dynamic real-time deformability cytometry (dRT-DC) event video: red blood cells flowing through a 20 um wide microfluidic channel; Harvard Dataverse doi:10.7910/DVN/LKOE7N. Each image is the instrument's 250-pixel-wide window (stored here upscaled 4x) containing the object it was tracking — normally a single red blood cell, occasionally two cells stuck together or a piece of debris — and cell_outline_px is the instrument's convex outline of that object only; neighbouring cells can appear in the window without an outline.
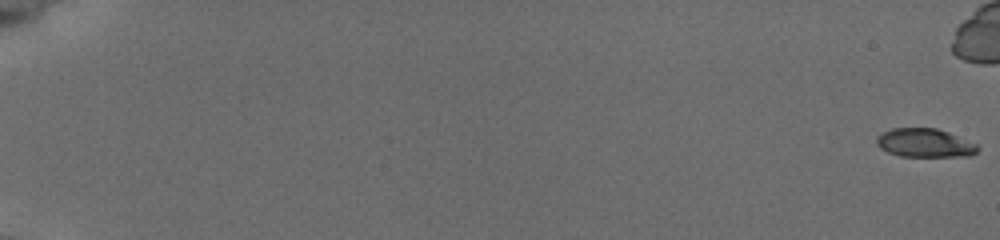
{"species": "common noctule bat (a hibernating species)", "species_latin": "Nyctalus noctula", "temperature_condition": "cold", "stored_images_in_passage": 15, "camera_frame_rate_fps": 3000, "um_per_image_px": 0.085, "animal": {"sex": "female", "body_mass_g": 19.5, "forearm_length_mm": 54.1}, "frame": {"image": 1, "passage_image": 1, "time_ms": 0.0, "image_size_px": [1000, 240], "cell_outline_px": [[980, 148], [976, 152], [968, 156], [900, 156], [888, 152], [880, 148], [876, 144], [876, 136], [892, 128], [936, 128], [948, 132], [980, 144]], "centroid_in_image_um": [78.63, 12.14], "position_along_channel_um": 6.4, "area_um2": 16.99}}